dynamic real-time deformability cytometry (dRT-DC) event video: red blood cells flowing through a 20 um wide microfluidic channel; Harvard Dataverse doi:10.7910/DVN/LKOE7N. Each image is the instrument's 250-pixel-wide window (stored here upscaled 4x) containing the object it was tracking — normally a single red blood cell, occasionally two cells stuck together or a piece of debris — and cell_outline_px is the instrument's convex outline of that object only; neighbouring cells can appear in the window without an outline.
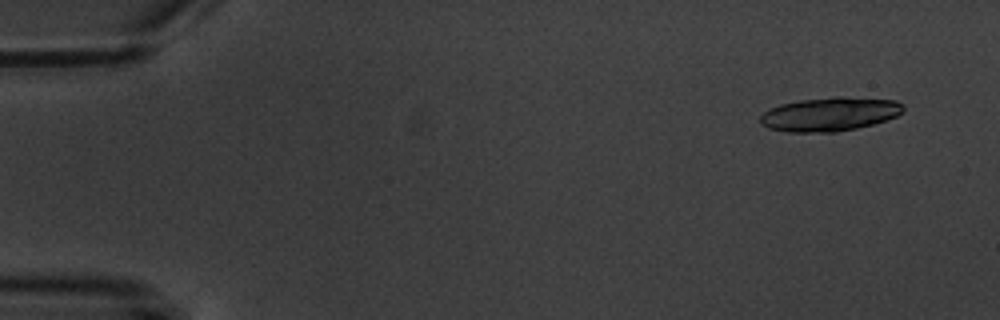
{"species": "common noctule bat (a hibernating species)", "species_latin": "Nyctalus noctula", "temperature_condition": "warm", "stored_images_in_passage": 7, "camera_frame_rate_fps": 3000, "um_per_image_px": 0.085, "animal": {"sex": "male", "body_mass_g": 20.1, "forearm_length_mm": 53.5}, "frame": {"image": 1, "passage_image": 1, "time_ms": 0.0, "image_size_px": [1000, 320], "cell_outline_px": [[904, 112], [896, 116], [872, 124], [856, 128], [836, 132], [788, 132], [768, 128], [760, 124], [760, 116], [764, 112], [780, 104], [800, 100], [836, 96], [840, 96], [896, 100], [904, 104]], "centroid_in_image_um": [70.54, 9.7], "position_along_channel_um": 14.5, "area_um2": 28.26}}